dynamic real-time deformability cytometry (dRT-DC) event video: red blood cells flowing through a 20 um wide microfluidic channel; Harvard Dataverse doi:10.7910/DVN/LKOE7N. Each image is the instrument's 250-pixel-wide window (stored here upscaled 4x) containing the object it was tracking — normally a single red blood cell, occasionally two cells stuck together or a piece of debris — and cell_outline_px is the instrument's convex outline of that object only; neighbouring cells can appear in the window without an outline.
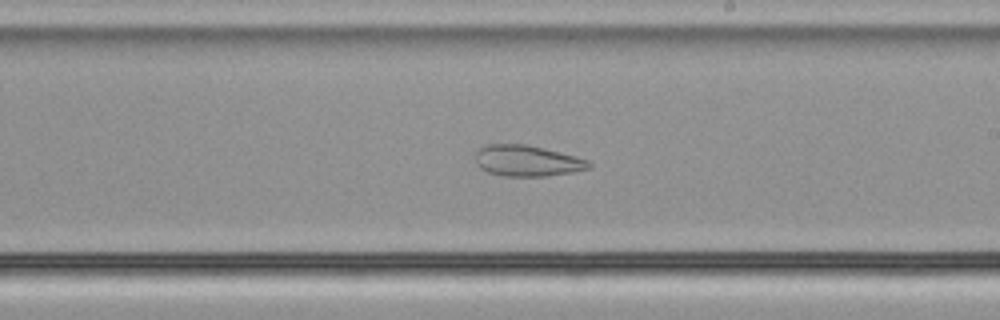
{"species": "common noctule bat (a hibernating species)", "species_latin": "Nyctalus noctula", "temperature_condition": "cold", "stored_images_in_passage": 55, "camera_frame_rate_fps": 3000, "um_per_image_px": 0.085, "animal": {"sex": "male", "body_mass_g": 21.5, "forearm_length_mm": 52.0}, "frame": {"image": 1, "passage_image": 32, "time_ms": 10.333, "image_size_px": [1000, 320], "cell_outline_px": [[592, 168], [572, 172], [544, 176], [504, 176], [488, 172], [480, 168], [476, 164], [476, 152], [480, 148], [488, 144], [524, 144], [544, 148], [576, 156], [588, 160], [592, 164]], "centroid_in_image_um": [44.82, 13.67], "position_along_channel_um": 244.2, "area_um2": 20.52}}